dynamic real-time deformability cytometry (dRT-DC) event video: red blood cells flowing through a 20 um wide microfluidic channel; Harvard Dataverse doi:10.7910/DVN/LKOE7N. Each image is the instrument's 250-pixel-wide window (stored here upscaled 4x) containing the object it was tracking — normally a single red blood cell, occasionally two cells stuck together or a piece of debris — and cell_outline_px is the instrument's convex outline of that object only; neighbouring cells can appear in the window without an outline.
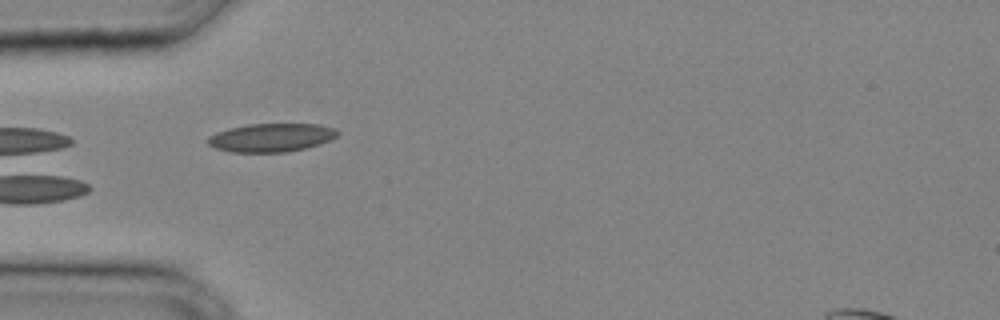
{"species": "common noctule bat (a hibernating species)", "species_latin": "Nyctalus noctula", "temperature_condition": "cold", "stored_images_in_passage": 23, "camera_frame_rate_fps": 3000, "um_per_image_px": 0.085, "animal": {"sex": "male", "body_mass_g": 20.4}, "frame": {"image": 1, "passage_image": 1, "time_ms": 0.0, "image_size_px": [1000, 320], "cell_outline_px": [[340, 132], [332, 140], [320, 144], [288, 152], [232, 152], [216, 148], [208, 144], [208, 136], [216, 132], [228, 128], [248, 124], [320, 124], [336, 128]], "centroid_in_image_um": [23.09, 11.69], "position_along_channel_um": 61.9, "area_um2": 21.62}}